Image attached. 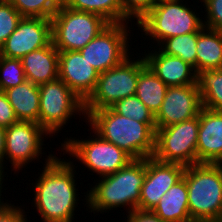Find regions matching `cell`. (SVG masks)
Here are the masks:
<instances>
[{
  "mask_svg": "<svg viewBox=\"0 0 222 222\" xmlns=\"http://www.w3.org/2000/svg\"><path fill=\"white\" fill-rule=\"evenodd\" d=\"M45 157L41 173L30 186L34 195L31 205L41 222H75V210L81 201L76 188L77 166L72 159L58 158L54 152Z\"/></svg>",
  "mask_w": 222,
  "mask_h": 222,
  "instance_id": "obj_1",
  "label": "cell"
},
{
  "mask_svg": "<svg viewBox=\"0 0 222 222\" xmlns=\"http://www.w3.org/2000/svg\"><path fill=\"white\" fill-rule=\"evenodd\" d=\"M146 176V158L133 159L127 166L117 172L94 179V186L81 194L87 211L106 213L118 208H126V213L139 209L141 187ZM96 180V181H95ZM118 207V208H117Z\"/></svg>",
  "mask_w": 222,
  "mask_h": 222,
  "instance_id": "obj_2",
  "label": "cell"
},
{
  "mask_svg": "<svg viewBox=\"0 0 222 222\" xmlns=\"http://www.w3.org/2000/svg\"><path fill=\"white\" fill-rule=\"evenodd\" d=\"M86 124L102 139L111 142L133 159L152 157L156 125H147L114 112L110 107L85 111ZM89 123V124H88Z\"/></svg>",
  "mask_w": 222,
  "mask_h": 222,
  "instance_id": "obj_3",
  "label": "cell"
},
{
  "mask_svg": "<svg viewBox=\"0 0 222 222\" xmlns=\"http://www.w3.org/2000/svg\"><path fill=\"white\" fill-rule=\"evenodd\" d=\"M162 0L154 4L153 8L135 25L140 30L141 37L152 40L153 47H157L163 40L187 33H198L203 27L204 17L196 12L194 5H188L189 0ZM191 7L193 9H191ZM195 8V9H194ZM200 14V15H199ZM143 34L145 37H143ZM148 36V37H147ZM157 44V45H156ZM156 45V46H155Z\"/></svg>",
  "mask_w": 222,
  "mask_h": 222,
  "instance_id": "obj_4",
  "label": "cell"
},
{
  "mask_svg": "<svg viewBox=\"0 0 222 222\" xmlns=\"http://www.w3.org/2000/svg\"><path fill=\"white\" fill-rule=\"evenodd\" d=\"M189 213L193 222H222V164L185 168Z\"/></svg>",
  "mask_w": 222,
  "mask_h": 222,
  "instance_id": "obj_5",
  "label": "cell"
},
{
  "mask_svg": "<svg viewBox=\"0 0 222 222\" xmlns=\"http://www.w3.org/2000/svg\"><path fill=\"white\" fill-rule=\"evenodd\" d=\"M89 134L90 136L81 140L76 137H66L60 146L63 156L67 154L70 156L69 159L76 158L75 161L83 164L87 171L96 173L98 178L117 172L133 160L128 153L102 139L93 130Z\"/></svg>",
  "mask_w": 222,
  "mask_h": 222,
  "instance_id": "obj_6",
  "label": "cell"
},
{
  "mask_svg": "<svg viewBox=\"0 0 222 222\" xmlns=\"http://www.w3.org/2000/svg\"><path fill=\"white\" fill-rule=\"evenodd\" d=\"M131 53L120 65L99 74L94 91L84 101L85 111L111 107L115 102L135 95L139 73L147 64L142 53L136 52L137 57Z\"/></svg>",
  "mask_w": 222,
  "mask_h": 222,
  "instance_id": "obj_7",
  "label": "cell"
},
{
  "mask_svg": "<svg viewBox=\"0 0 222 222\" xmlns=\"http://www.w3.org/2000/svg\"><path fill=\"white\" fill-rule=\"evenodd\" d=\"M40 108L38 124L54 138L70 123L72 117L86 123L84 101L66 83L57 78L39 85ZM82 116V117H81ZM54 134V136H53Z\"/></svg>",
  "mask_w": 222,
  "mask_h": 222,
  "instance_id": "obj_8",
  "label": "cell"
},
{
  "mask_svg": "<svg viewBox=\"0 0 222 222\" xmlns=\"http://www.w3.org/2000/svg\"><path fill=\"white\" fill-rule=\"evenodd\" d=\"M52 43L58 51L84 48L110 23L95 13L74 10L62 4L51 18Z\"/></svg>",
  "mask_w": 222,
  "mask_h": 222,
  "instance_id": "obj_9",
  "label": "cell"
},
{
  "mask_svg": "<svg viewBox=\"0 0 222 222\" xmlns=\"http://www.w3.org/2000/svg\"><path fill=\"white\" fill-rule=\"evenodd\" d=\"M199 115L167 127L156 128L153 158L188 167L197 164Z\"/></svg>",
  "mask_w": 222,
  "mask_h": 222,
  "instance_id": "obj_10",
  "label": "cell"
},
{
  "mask_svg": "<svg viewBox=\"0 0 222 222\" xmlns=\"http://www.w3.org/2000/svg\"><path fill=\"white\" fill-rule=\"evenodd\" d=\"M129 23H110L95 38H93L84 48L80 49L83 57L92 65L99 74L113 67L120 65L131 55L129 42L130 29L134 24ZM132 39V40H131Z\"/></svg>",
  "mask_w": 222,
  "mask_h": 222,
  "instance_id": "obj_11",
  "label": "cell"
},
{
  "mask_svg": "<svg viewBox=\"0 0 222 222\" xmlns=\"http://www.w3.org/2000/svg\"><path fill=\"white\" fill-rule=\"evenodd\" d=\"M47 136V137H46ZM51 136L36 122L18 121L6 128L5 157L10 162L11 173H19L23 168L40 161L45 147V139ZM43 149V150H42ZM13 167V168H12Z\"/></svg>",
  "mask_w": 222,
  "mask_h": 222,
  "instance_id": "obj_12",
  "label": "cell"
},
{
  "mask_svg": "<svg viewBox=\"0 0 222 222\" xmlns=\"http://www.w3.org/2000/svg\"><path fill=\"white\" fill-rule=\"evenodd\" d=\"M51 42L50 19L22 17L17 28L0 47V56L21 59L32 51L48 46Z\"/></svg>",
  "mask_w": 222,
  "mask_h": 222,
  "instance_id": "obj_13",
  "label": "cell"
},
{
  "mask_svg": "<svg viewBox=\"0 0 222 222\" xmlns=\"http://www.w3.org/2000/svg\"><path fill=\"white\" fill-rule=\"evenodd\" d=\"M202 100L198 85L169 86L155 115L156 128L167 127L199 115Z\"/></svg>",
  "mask_w": 222,
  "mask_h": 222,
  "instance_id": "obj_14",
  "label": "cell"
},
{
  "mask_svg": "<svg viewBox=\"0 0 222 222\" xmlns=\"http://www.w3.org/2000/svg\"><path fill=\"white\" fill-rule=\"evenodd\" d=\"M185 166L146 158V176L141 187L139 209L153 210L162 196L183 178Z\"/></svg>",
  "mask_w": 222,
  "mask_h": 222,
  "instance_id": "obj_15",
  "label": "cell"
},
{
  "mask_svg": "<svg viewBox=\"0 0 222 222\" xmlns=\"http://www.w3.org/2000/svg\"><path fill=\"white\" fill-rule=\"evenodd\" d=\"M58 78L85 101L96 87L99 72L79 50L59 51Z\"/></svg>",
  "mask_w": 222,
  "mask_h": 222,
  "instance_id": "obj_16",
  "label": "cell"
},
{
  "mask_svg": "<svg viewBox=\"0 0 222 222\" xmlns=\"http://www.w3.org/2000/svg\"><path fill=\"white\" fill-rule=\"evenodd\" d=\"M149 48L152 50L142 52L146 64L168 87L197 84V73L191 65L178 56L162 53L158 47Z\"/></svg>",
  "mask_w": 222,
  "mask_h": 222,
  "instance_id": "obj_17",
  "label": "cell"
},
{
  "mask_svg": "<svg viewBox=\"0 0 222 222\" xmlns=\"http://www.w3.org/2000/svg\"><path fill=\"white\" fill-rule=\"evenodd\" d=\"M196 153L197 164H222V112L201 109Z\"/></svg>",
  "mask_w": 222,
  "mask_h": 222,
  "instance_id": "obj_18",
  "label": "cell"
},
{
  "mask_svg": "<svg viewBox=\"0 0 222 222\" xmlns=\"http://www.w3.org/2000/svg\"><path fill=\"white\" fill-rule=\"evenodd\" d=\"M26 79L35 85L58 78L59 51L51 42L48 46L32 51L21 58Z\"/></svg>",
  "mask_w": 222,
  "mask_h": 222,
  "instance_id": "obj_19",
  "label": "cell"
},
{
  "mask_svg": "<svg viewBox=\"0 0 222 222\" xmlns=\"http://www.w3.org/2000/svg\"><path fill=\"white\" fill-rule=\"evenodd\" d=\"M152 211L164 222H193L189 213L188 191L184 177L162 196Z\"/></svg>",
  "mask_w": 222,
  "mask_h": 222,
  "instance_id": "obj_20",
  "label": "cell"
},
{
  "mask_svg": "<svg viewBox=\"0 0 222 222\" xmlns=\"http://www.w3.org/2000/svg\"><path fill=\"white\" fill-rule=\"evenodd\" d=\"M4 93L7 95L18 121L38 123L40 108L38 85L26 80L18 86L8 88Z\"/></svg>",
  "mask_w": 222,
  "mask_h": 222,
  "instance_id": "obj_21",
  "label": "cell"
},
{
  "mask_svg": "<svg viewBox=\"0 0 222 222\" xmlns=\"http://www.w3.org/2000/svg\"><path fill=\"white\" fill-rule=\"evenodd\" d=\"M222 69V32L203 27L197 33L196 73Z\"/></svg>",
  "mask_w": 222,
  "mask_h": 222,
  "instance_id": "obj_22",
  "label": "cell"
},
{
  "mask_svg": "<svg viewBox=\"0 0 222 222\" xmlns=\"http://www.w3.org/2000/svg\"><path fill=\"white\" fill-rule=\"evenodd\" d=\"M168 86L147 65L139 73L135 95L155 116L165 98Z\"/></svg>",
  "mask_w": 222,
  "mask_h": 222,
  "instance_id": "obj_23",
  "label": "cell"
},
{
  "mask_svg": "<svg viewBox=\"0 0 222 222\" xmlns=\"http://www.w3.org/2000/svg\"><path fill=\"white\" fill-rule=\"evenodd\" d=\"M197 85L202 107L222 112V69L200 71Z\"/></svg>",
  "mask_w": 222,
  "mask_h": 222,
  "instance_id": "obj_24",
  "label": "cell"
},
{
  "mask_svg": "<svg viewBox=\"0 0 222 222\" xmlns=\"http://www.w3.org/2000/svg\"><path fill=\"white\" fill-rule=\"evenodd\" d=\"M71 9L95 13L109 23H123L121 0H63Z\"/></svg>",
  "mask_w": 222,
  "mask_h": 222,
  "instance_id": "obj_25",
  "label": "cell"
},
{
  "mask_svg": "<svg viewBox=\"0 0 222 222\" xmlns=\"http://www.w3.org/2000/svg\"><path fill=\"white\" fill-rule=\"evenodd\" d=\"M197 33H187L163 40L157 47L167 55L178 56L196 72Z\"/></svg>",
  "mask_w": 222,
  "mask_h": 222,
  "instance_id": "obj_26",
  "label": "cell"
},
{
  "mask_svg": "<svg viewBox=\"0 0 222 222\" xmlns=\"http://www.w3.org/2000/svg\"><path fill=\"white\" fill-rule=\"evenodd\" d=\"M114 112L147 125H156L155 116L136 96H129L115 102L110 107Z\"/></svg>",
  "mask_w": 222,
  "mask_h": 222,
  "instance_id": "obj_27",
  "label": "cell"
},
{
  "mask_svg": "<svg viewBox=\"0 0 222 222\" xmlns=\"http://www.w3.org/2000/svg\"><path fill=\"white\" fill-rule=\"evenodd\" d=\"M22 17H41L50 19L63 4V0H11Z\"/></svg>",
  "mask_w": 222,
  "mask_h": 222,
  "instance_id": "obj_28",
  "label": "cell"
},
{
  "mask_svg": "<svg viewBox=\"0 0 222 222\" xmlns=\"http://www.w3.org/2000/svg\"><path fill=\"white\" fill-rule=\"evenodd\" d=\"M21 59L0 56V91L18 86L26 81Z\"/></svg>",
  "mask_w": 222,
  "mask_h": 222,
  "instance_id": "obj_29",
  "label": "cell"
},
{
  "mask_svg": "<svg viewBox=\"0 0 222 222\" xmlns=\"http://www.w3.org/2000/svg\"><path fill=\"white\" fill-rule=\"evenodd\" d=\"M21 19L22 16L10 2L0 1V47L14 32Z\"/></svg>",
  "mask_w": 222,
  "mask_h": 222,
  "instance_id": "obj_30",
  "label": "cell"
},
{
  "mask_svg": "<svg viewBox=\"0 0 222 222\" xmlns=\"http://www.w3.org/2000/svg\"><path fill=\"white\" fill-rule=\"evenodd\" d=\"M155 3L156 0H121L123 23L130 21L131 24H136L153 8ZM133 20H136V23Z\"/></svg>",
  "mask_w": 222,
  "mask_h": 222,
  "instance_id": "obj_31",
  "label": "cell"
},
{
  "mask_svg": "<svg viewBox=\"0 0 222 222\" xmlns=\"http://www.w3.org/2000/svg\"><path fill=\"white\" fill-rule=\"evenodd\" d=\"M199 3H203L205 11L203 12L202 8L199 11L205 13L204 27L222 32V0H202Z\"/></svg>",
  "mask_w": 222,
  "mask_h": 222,
  "instance_id": "obj_32",
  "label": "cell"
},
{
  "mask_svg": "<svg viewBox=\"0 0 222 222\" xmlns=\"http://www.w3.org/2000/svg\"><path fill=\"white\" fill-rule=\"evenodd\" d=\"M13 107L9 103L8 97L4 92L0 91V126L5 128L17 123Z\"/></svg>",
  "mask_w": 222,
  "mask_h": 222,
  "instance_id": "obj_33",
  "label": "cell"
},
{
  "mask_svg": "<svg viewBox=\"0 0 222 222\" xmlns=\"http://www.w3.org/2000/svg\"><path fill=\"white\" fill-rule=\"evenodd\" d=\"M11 203L7 208L0 212V222H28L24 205H14ZM23 206V207H22ZM23 208V209H22Z\"/></svg>",
  "mask_w": 222,
  "mask_h": 222,
  "instance_id": "obj_34",
  "label": "cell"
},
{
  "mask_svg": "<svg viewBox=\"0 0 222 222\" xmlns=\"http://www.w3.org/2000/svg\"><path fill=\"white\" fill-rule=\"evenodd\" d=\"M122 222H164L152 210L136 209L129 212Z\"/></svg>",
  "mask_w": 222,
  "mask_h": 222,
  "instance_id": "obj_35",
  "label": "cell"
},
{
  "mask_svg": "<svg viewBox=\"0 0 222 222\" xmlns=\"http://www.w3.org/2000/svg\"><path fill=\"white\" fill-rule=\"evenodd\" d=\"M5 139H6V128L0 126V171H4V169H6Z\"/></svg>",
  "mask_w": 222,
  "mask_h": 222,
  "instance_id": "obj_36",
  "label": "cell"
},
{
  "mask_svg": "<svg viewBox=\"0 0 222 222\" xmlns=\"http://www.w3.org/2000/svg\"><path fill=\"white\" fill-rule=\"evenodd\" d=\"M6 174H7L6 172L0 171V212L3 211L5 208H7L11 204V202H13L12 200L9 201L8 199H7V201L5 199V202H4V200H3L4 197H1L2 196V192L4 191L3 190L4 189V186H3L4 184L3 183L5 181L4 177H6L5 176Z\"/></svg>",
  "mask_w": 222,
  "mask_h": 222,
  "instance_id": "obj_37",
  "label": "cell"
},
{
  "mask_svg": "<svg viewBox=\"0 0 222 222\" xmlns=\"http://www.w3.org/2000/svg\"><path fill=\"white\" fill-rule=\"evenodd\" d=\"M0 1L10 2L11 0H0Z\"/></svg>",
  "mask_w": 222,
  "mask_h": 222,
  "instance_id": "obj_38",
  "label": "cell"
}]
</instances>
